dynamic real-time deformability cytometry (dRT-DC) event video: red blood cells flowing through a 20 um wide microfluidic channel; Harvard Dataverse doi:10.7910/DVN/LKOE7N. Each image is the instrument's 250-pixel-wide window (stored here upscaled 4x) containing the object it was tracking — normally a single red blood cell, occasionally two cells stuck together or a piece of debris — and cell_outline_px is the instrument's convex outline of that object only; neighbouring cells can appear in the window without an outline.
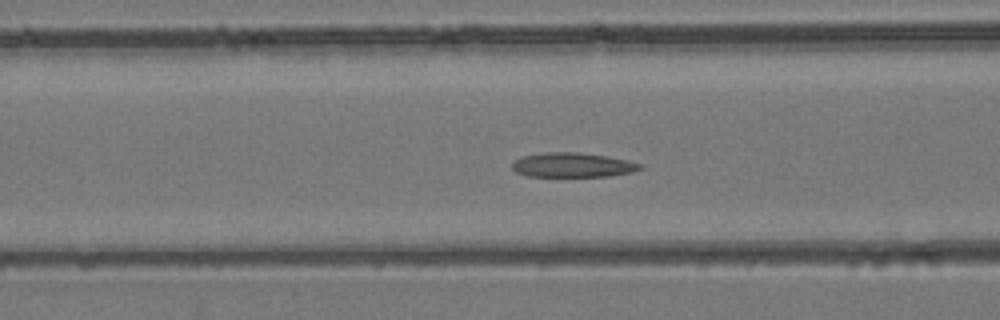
{"species": "common noctule bat (a hibernating species)", "species_latin": "Nyctalus noctula", "temperature_condition": "room temperature", "stored_images_in_passage": 31, "camera_frame_rate_fps": 3000, "um_per_image_px": 0.085, "animal": {"sex": "female", "body_mass_g": 24.6, "forearm_length_mm": 56.2}, "frame": {"image": 1, "passage_image": 4, "time_ms": 1.0, "image_size_px": [1000, 320], "cell_outline_px": [[644, 168], [632, 172], [608, 176], [528, 176], [516, 172], [512, 168], [512, 164], [516, 160], [524, 156], [544, 152], [576, 152], [608, 156], [628, 160], [644, 164]], "centroid_in_image_um": [48.73, 14.02], "position_along_channel_um": 117.9, "area_um2": 18.26}}
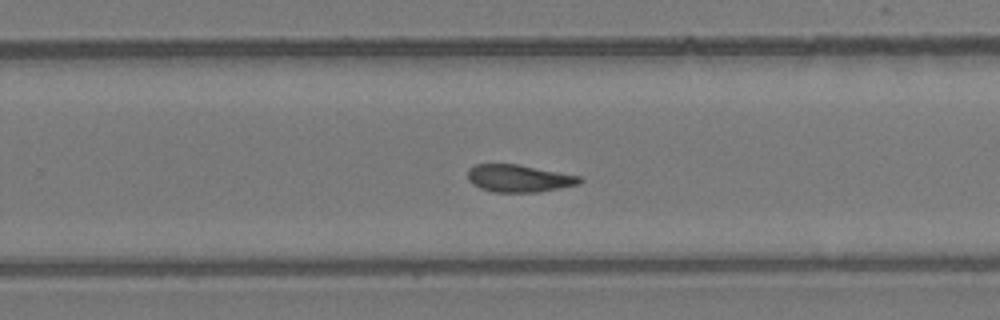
{"frame": {"image": 2, "passage_image": 15, "time_ms": 4.667, "image_size_px": [1000, 320], "cell_outline_px": [[584, 180], [580, 184], [560, 188], [536, 192], [496, 192], [480, 188], [472, 184], [468, 180], [468, 168], [476, 164], [516, 164], [580, 176]], "centroid_in_image_um": [44.1, 15.16], "position_along_channel_um": 285.7, "area_um2": 17.8}}
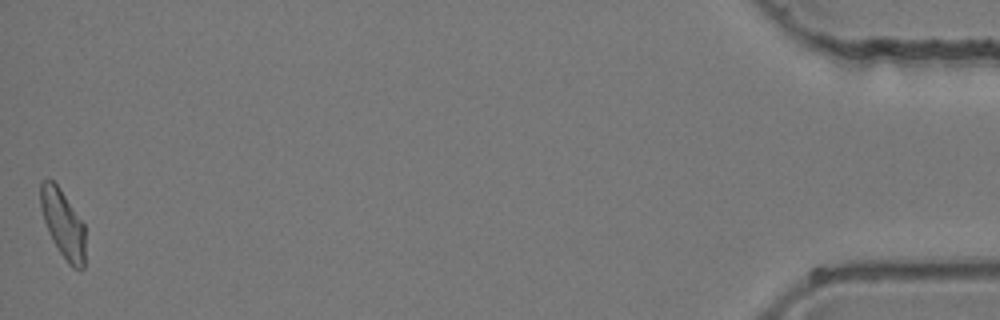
{"frame": {"image": 3, "passage_image": 31, "time_ms": 10.0, "image_size_px": [1000, 320], "cell_outline_px": [[84, 268], [80, 272], [72, 268], [68, 264], [60, 252], [48, 232], [40, 208], [40, 184], [44, 180], [52, 180], [60, 188], [84, 224]], "centroid_in_image_um": [5.35, 19.05], "position_along_channel_um": 429.8, "area_um2": 17.69}}